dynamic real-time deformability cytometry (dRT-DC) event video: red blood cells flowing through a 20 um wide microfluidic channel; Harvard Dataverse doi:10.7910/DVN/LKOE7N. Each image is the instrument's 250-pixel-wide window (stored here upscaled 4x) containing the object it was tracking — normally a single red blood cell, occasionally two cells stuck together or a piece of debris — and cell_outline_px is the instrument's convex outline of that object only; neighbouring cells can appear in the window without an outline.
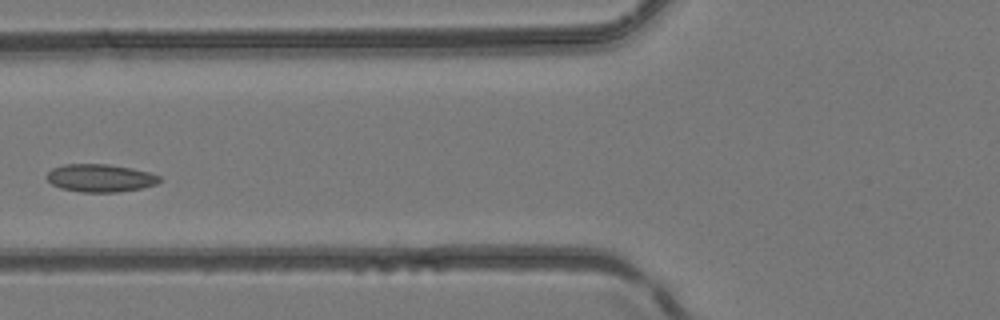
{"species": "common noctule bat (a hibernating species)", "species_latin": "Nyctalus noctula", "temperature_condition": "room temperature", "stored_images_in_passage": 4, "camera_frame_rate_fps": 3000, "um_per_image_px": 0.085, "animal": {"sex": "female", "body_mass_g": 24.6, "forearm_length_mm": 56.2}, "frame": {"image": 1, "passage_image": 4, "time_ms": 1.0, "image_size_px": [1000, 320], "cell_outline_px": [[160, 180], [156, 184], [140, 188], [116, 192], [80, 192], [60, 188], [52, 184], [48, 180], [48, 172], [52, 168], [64, 164], [108, 164], [132, 168], [148, 172], [160, 176]], "centroid_in_image_um": [8.5, 15.13], "position_along_channel_um": 117.3, "area_um2": 18.15}}